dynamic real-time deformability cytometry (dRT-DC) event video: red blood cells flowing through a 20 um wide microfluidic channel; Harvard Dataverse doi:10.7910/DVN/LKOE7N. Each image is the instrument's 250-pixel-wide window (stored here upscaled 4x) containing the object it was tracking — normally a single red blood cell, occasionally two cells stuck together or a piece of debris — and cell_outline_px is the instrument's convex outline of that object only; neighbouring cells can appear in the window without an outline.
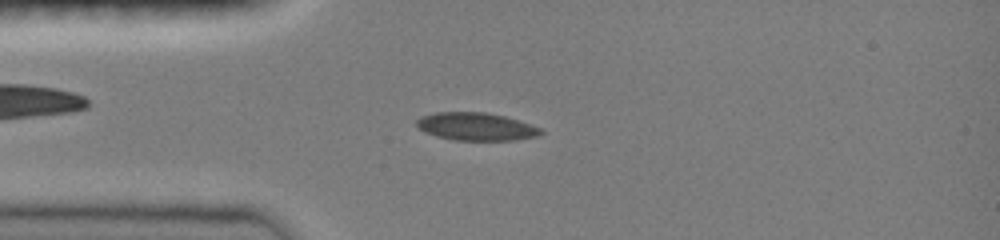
{"species": "common noctule bat (a hibernating species)", "species_latin": "Nyctalus noctula", "temperature_condition": "room temperature", "stored_images_in_passage": 46, "camera_frame_rate_fps": 3000, "um_per_image_px": 0.085, "animal": {"sex": "female", "body_mass_g": 19.0, "forearm_length_mm": 51.5}, "frame": {"image": 1, "passage_image": 11, "time_ms": 3.333, "image_size_px": [1000, 240], "cell_outline_px": [[544, 132], [536, 136], [512, 140], [452, 140], [436, 136], [424, 132], [416, 124], [416, 120], [420, 116], [436, 112], [484, 112], [504, 116], [544, 128]], "centroid_in_image_um": [40.46, 10.75], "position_along_channel_um": 44.5, "area_um2": 20.17}}
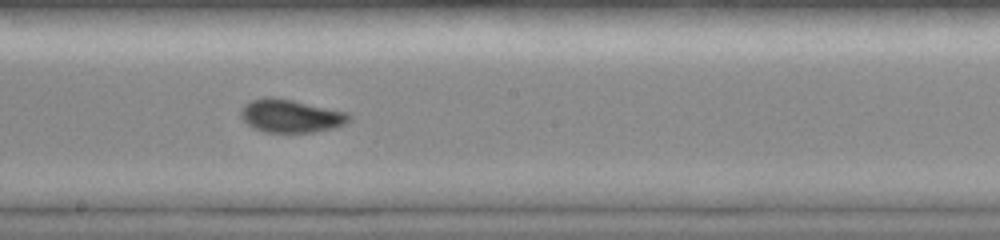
{"frame": {"image": 2, "passage_image": 25, "time_ms": 8.0, "image_size_px": [1000, 240], "cell_outline_px": [[352, 120], [336, 128], [316, 132], [264, 132], [252, 128], [240, 116], [240, 108], [244, 104], [252, 100], [264, 96], [272, 96], [292, 100], [348, 112], [352, 116]], "centroid_in_image_um": [24.72, 9.85], "position_along_channel_um": 223.5, "area_um2": 21.21}}
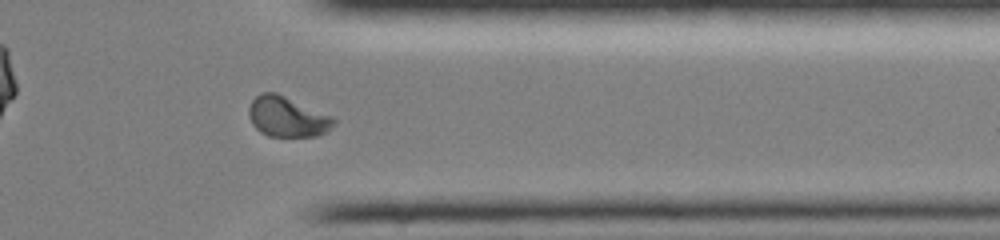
{"frame": {"image": 3, "passage_image": 37, "time_ms": 12.0, "image_size_px": [1000, 240], "cell_outline_px": [[336, 120], [328, 132], [316, 136], [268, 136], [260, 132], [252, 124], [248, 116], [248, 108], [252, 100], [260, 92], [276, 92], [332, 116]], "centroid_in_image_um": [24.39, 9.92], "position_along_channel_um": 387.0, "area_um2": 20.0}, "authors_computed_cell_mechanics": {"area_um2": 20.0566, "velocity_mm_per_s": 4.0671, "shape_relaxation_time_tau1_ms": 6.7636, "shape_relaxation_time_tau2_ms": null, "deformation_change_tau1": 0.1804, "deformation_change_tau2": null}}